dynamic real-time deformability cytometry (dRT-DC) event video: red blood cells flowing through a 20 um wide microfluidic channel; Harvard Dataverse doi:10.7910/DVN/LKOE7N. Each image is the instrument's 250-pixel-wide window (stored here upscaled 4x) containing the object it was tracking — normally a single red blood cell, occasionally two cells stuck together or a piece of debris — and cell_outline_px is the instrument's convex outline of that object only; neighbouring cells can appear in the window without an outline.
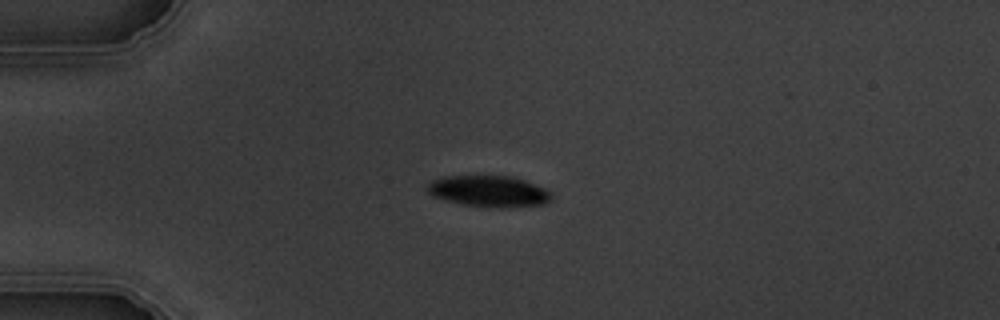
{"species": "common noctule bat (a hibernating species)", "species_latin": "Nyctalus noctula", "temperature_condition": "warm", "stored_images_in_passage": 1, "camera_frame_rate_fps": 3000, "um_per_image_px": 0.085, "animal": {"sex": "male", "body_mass_g": 19.5, "forearm_length_mm": 54.6}, "frame": {"image": 1, "passage_image": 1, "time_ms": 0.0, "image_size_px": [1000, 320], "cell_outline_px": [[552, 200], [544, 204], [504, 208], [496, 208], [464, 204], [444, 200], [432, 196], [428, 192], [428, 184], [432, 180], [444, 176], [512, 176], [524, 180], [544, 188], [552, 192]], "centroid_in_image_um": [41.57, 16.26], "position_along_channel_um": 43.4, "area_um2": 22.66}}